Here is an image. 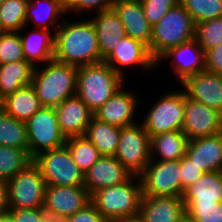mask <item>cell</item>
I'll return each instance as SVG.
<instances>
[{
  "label": "cell",
  "mask_w": 222,
  "mask_h": 222,
  "mask_svg": "<svg viewBox=\"0 0 222 222\" xmlns=\"http://www.w3.org/2000/svg\"><path fill=\"white\" fill-rule=\"evenodd\" d=\"M3 110V98L0 96V112Z\"/></svg>",
  "instance_id": "obj_50"
},
{
  "label": "cell",
  "mask_w": 222,
  "mask_h": 222,
  "mask_svg": "<svg viewBox=\"0 0 222 222\" xmlns=\"http://www.w3.org/2000/svg\"><path fill=\"white\" fill-rule=\"evenodd\" d=\"M124 222H145V221H143L139 216H137V217H134V218H130V219L124 221Z\"/></svg>",
  "instance_id": "obj_49"
},
{
  "label": "cell",
  "mask_w": 222,
  "mask_h": 222,
  "mask_svg": "<svg viewBox=\"0 0 222 222\" xmlns=\"http://www.w3.org/2000/svg\"><path fill=\"white\" fill-rule=\"evenodd\" d=\"M132 176L114 156H101L85 173L84 187L92 196L98 190L122 184Z\"/></svg>",
  "instance_id": "obj_13"
},
{
  "label": "cell",
  "mask_w": 222,
  "mask_h": 222,
  "mask_svg": "<svg viewBox=\"0 0 222 222\" xmlns=\"http://www.w3.org/2000/svg\"><path fill=\"white\" fill-rule=\"evenodd\" d=\"M5 31H4V29L2 28V25H1V23H0V36L4 33Z\"/></svg>",
  "instance_id": "obj_51"
},
{
  "label": "cell",
  "mask_w": 222,
  "mask_h": 222,
  "mask_svg": "<svg viewBox=\"0 0 222 222\" xmlns=\"http://www.w3.org/2000/svg\"><path fill=\"white\" fill-rule=\"evenodd\" d=\"M113 9L123 23L126 35L150 47L152 25L144 14L141 0H117Z\"/></svg>",
  "instance_id": "obj_21"
},
{
  "label": "cell",
  "mask_w": 222,
  "mask_h": 222,
  "mask_svg": "<svg viewBox=\"0 0 222 222\" xmlns=\"http://www.w3.org/2000/svg\"><path fill=\"white\" fill-rule=\"evenodd\" d=\"M103 61L123 78L122 66L138 64L145 70H150L156 66V60L151 56L149 47L128 36L121 38L119 43Z\"/></svg>",
  "instance_id": "obj_15"
},
{
  "label": "cell",
  "mask_w": 222,
  "mask_h": 222,
  "mask_svg": "<svg viewBox=\"0 0 222 222\" xmlns=\"http://www.w3.org/2000/svg\"><path fill=\"white\" fill-rule=\"evenodd\" d=\"M0 222H9L8 213L0 214Z\"/></svg>",
  "instance_id": "obj_47"
},
{
  "label": "cell",
  "mask_w": 222,
  "mask_h": 222,
  "mask_svg": "<svg viewBox=\"0 0 222 222\" xmlns=\"http://www.w3.org/2000/svg\"><path fill=\"white\" fill-rule=\"evenodd\" d=\"M90 20L95 27L100 54L104 60L121 38L127 36L124 25L113 8L97 11L96 17Z\"/></svg>",
  "instance_id": "obj_23"
},
{
  "label": "cell",
  "mask_w": 222,
  "mask_h": 222,
  "mask_svg": "<svg viewBox=\"0 0 222 222\" xmlns=\"http://www.w3.org/2000/svg\"><path fill=\"white\" fill-rule=\"evenodd\" d=\"M58 26L55 27L54 60L77 67L103 61L97 33L90 19Z\"/></svg>",
  "instance_id": "obj_1"
},
{
  "label": "cell",
  "mask_w": 222,
  "mask_h": 222,
  "mask_svg": "<svg viewBox=\"0 0 222 222\" xmlns=\"http://www.w3.org/2000/svg\"><path fill=\"white\" fill-rule=\"evenodd\" d=\"M9 222H46L40 215L38 208L9 209Z\"/></svg>",
  "instance_id": "obj_43"
},
{
  "label": "cell",
  "mask_w": 222,
  "mask_h": 222,
  "mask_svg": "<svg viewBox=\"0 0 222 222\" xmlns=\"http://www.w3.org/2000/svg\"><path fill=\"white\" fill-rule=\"evenodd\" d=\"M28 152L33 158L39 153L63 147L66 137L62 134L55 108L42 107L27 122Z\"/></svg>",
  "instance_id": "obj_8"
},
{
  "label": "cell",
  "mask_w": 222,
  "mask_h": 222,
  "mask_svg": "<svg viewBox=\"0 0 222 222\" xmlns=\"http://www.w3.org/2000/svg\"><path fill=\"white\" fill-rule=\"evenodd\" d=\"M50 30L51 29H37L36 32L30 33L28 36L19 33L25 60L34 67H36L40 61L47 63L54 59L56 36L55 33L51 36Z\"/></svg>",
  "instance_id": "obj_26"
},
{
  "label": "cell",
  "mask_w": 222,
  "mask_h": 222,
  "mask_svg": "<svg viewBox=\"0 0 222 222\" xmlns=\"http://www.w3.org/2000/svg\"><path fill=\"white\" fill-rule=\"evenodd\" d=\"M0 146L28 151L26 122L16 120L4 110L0 112Z\"/></svg>",
  "instance_id": "obj_30"
},
{
  "label": "cell",
  "mask_w": 222,
  "mask_h": 222,
  "mask_svg": "<svg viewBox=\"0 0 222 222\" xmlns=\"http://www.w3.org/2000/svg\"><path fill=\"white\" fill-rule=\"evenodd\" d=\"M136 99V95L120 88L93 113L94 118L120 128L133 125L135 124L133 117L138 103Z\"/></svg>",
  "instance_id": "obj_18"
},
{
  "label": "cell",
  "mask_w": 222,
  "mask_h": 222,
  "mask_svg": "<svg viewBox=\"0 0 222 222\" xmlns=\"http://www.w3.org/2000/svg\"><path fill=\"white\" fill-rule=\"evenodd\" d=\"M8 187L7 182L0 180V214L8 213Z\"/></svg>",
  "instance_id": "obj_46"
},
{
  "label": "cell",
  "mask_w": 222,
  "mask_h": 222,
  "mask_svg": "<svg viewBox=\"0 0 222 222\" xmlns=\"http://www.w3.org/2000/svg\"><path fill=\"white\" fill-rule=\"evenodd\" d=\"M179 222H195L192 218L188 217L186 214L180 219Z\"/></svg>",
  "instance_id": "obj_48"
},
{
  "label": "cell",
  "mask_w": 222,
  "mask_h": 222,
  "mask_svg": "<svg viewBox=\"0 0 222 222\" xmlns=\"http://www.w3.org/2000/svg\"><path fill=\"white\" fill-rule=\"evenodd\" d=\"M204 172L186 156L181 158V197L184 190L198 180Z\"/></svg>",
  "instance_id": "obj_41"
},
{
  "label": "cell",
  "mask_w": 222,
  "mask_h": 222,
  "mask_svg": "<svg viewBox=\"0 0 222 222\" xmlns=\"http://www.w3.org/2000/svg\"><path fill=\"white\" fill-rule=\"evenodd\" d=\"M133 175L139 176L151 161L150 136L143 125L122 127L114 155Z\"/></svg>",
  "instance_id": "obj_9"
},
{
  "label": "cell",
  "mask_w": 222,
  "mask_h": 222,
  "mask_svg": "<svg viewBox=\"0 0 222 222\" xmlns=\"http://www.w3.org/2000/svg\"><path fill=\"white\" fill-rule=\"evenodd\" d=\"M182 132L189 140L218 135L222 132V114L185 95Z\"/></svg>",
  "instance_id": "obj_12"
},
{
  "label": "cell",
  "mask_w": 222,
  "mask_h": 222,
  "mask_svg": "<svg viewBox=\"0 0 222 222\" xmlns=\"http://www.w3.org/2000/svg\"><path fill=\"white\" fill-rule=\"evenodd\" d=\"M185 210L195 222H222V203L185 204Z\"/></svg>",
  "instance_id": "obj_38"
},
{
  "label": "cell",
  "mask_w": 222,
  "mask_h": 222,
  "mask_svg": "<svg viewBox=\"0 0 222 222\" xmlns=\"http://www.w3.org/2000/svg\"><path fill=\"white\" fill-rule=\"evenodd\" d=\"M189 139L182 130L163 132L150 137L151 159L154 151L161 161L180 160L185 156Z\"/></svg>",
  "instance_id": "obj_27"
},
{
  "label": "cell",
  "mask_w": 222,
  "mask_h": 222,
  "mask_svg": "<svg viewBox=\"0 0 222 222\" xmlns=\"http://www.w3.org/2000/svg\"><path fill=\"white\" fill-rule=\"evenodd\" d=\"M195 24L222 16V0H180Z\"/></svg>",
  "instance_id": "obj_35"
},
{
  "label": "cell",
  "mask_w": 222,
  "mask_h": 222,
  "mask_svg": "<svg viewBox=\"0 0 222 222\" xmlns=\"http://www.w3.org/2000/svg\"><path fill=\"white\" fill-rule=\"evenodd\" d=\"M185 112V92L165 94L147 113L142 123L145 131L153 135L182 130Z\"/></svg>",
  "instance_id": "obj_11"
},
{
  "label": "cell",
  "mask_w": 222,
  "mask_h": 222,
  "mask_svg": "<svg viewBox=\"0 0 222 222\" xmlns=\"http://www.w3.org/2000/svg\"><path fill=\"white\" fill-rule=\"evenodd\" d=\"M65 146L73 161L85 174L102 156L99 150L85 136L67 138Z\"/></svg>",
  "instance_id": "obj_32"
},
{
  "label": "cell",
  "mask_w": 222,
  "mask_h": 222,
  "mask_svg": "<svg viewBox=\"0 0 222 222\" xmlns=\"http://www.w3.org/2000/svg\"><path fill=\"white\" fill-rule=\"evenodd\" d=\"M123 81L104 61L79 66L76 95L94 113L124 85Z\"/></svg>",
  "instance_id": "obj_3"
},
{
  "label": "cell",
  "mask_w": 222,
  "mask_h": 222,
  "mask_svg": "<svg viewBox=\"0 0 222 222\" xmlns=\"http://www.w3.org/2000/svg\"><path fill=\"white\" fill-rule=\"evenodd\" d=\"M46 64L42 71L35 67L31 84L43 107L56 108L76 94L78 67L54 59Z\"/></svg>",
  "instance_id": "obj_2"
},
{
  "label": "cell",
  "mask_w": 222,
  "mask_h": 222,
  "mask_svg": "<svg viewBox=\"0 0 222 222\" xmlns=\"http://www.w3.org/2000/svg\"><path fill=\"white\" fill-rule=\"evenodd\" d=\"M45 180L32 161L7 181L9 209H34L44 203Z\"/></svg>",
  "instance_id": "obj_7"
},
{
  "label": "cell",
  "mask_w": 222,
  "mask_h": 222,
  "mask_svg": "<svg viewBox=\"0 0 222 222\" xmlns=\"http://www.w3.org/2000/svg\"><path fill=\"white\" fill-rule=\"evenodd\" d=\"M196 38V24L179 3L152 27L149 51L157 61L168 49Z\"/></svg>",
  "instance_id": "obj_5"
},
{
  "label": "cell",
  "mask_w": 222,
  "mask_h": 222,
  "mask_svg": "<svg viewBox=\"0 0 222 222\" xmlns=\"http://www.w3.org/2000/svg\"><path fill=\"white\" fill-rule=\"evenodd\" d=\"M29 0H5L0 4V23L4 31L20 32L26 25Z\"/></svg>",
  "instance_id": "obj_34"
},
{
  "label": "cell",
  "mask_w": 222,
  "mask_h": 222,
  "mask_svg": "<svg viewBox=\"0 0 222 222\" xmlns=\"http://www.w3.org/2000/svg\"><path fill=\"white\" fill-rule=\"evenodd\" d=\"M128 181L98 190L91 196V202L108 222H124L139 216L142 199L141 180L134 184Z\"/></svg>",
  "instance_id": "obj_4"
},
{
  "label": "cell",
  "mask_w": 222,
  "mask_h": 222,
  "mask_svg": "<svg viewBox=\"0 0 222 222\" xmlns=\"http://www.w3.org/2000/svg\"><path fill=\"white\" fill-rule=\"evenodd\" d=\"M35 67L26 60L0 65V96L4 98L31 84Z\"/></svg>",
  "instance_id": "obj_28"
},
{
  "label": "cell",
  "mask_w": 222,
  "mask_h": 222,
  "mask_svg": "<svg viewBox=\"0 0 222 222\" xmlns=\"http://www.w3.org/2000/svg\"><path fill=\"white\" fill-rule=\"evenodd\" d=\"M46 185L84 186L85 174L72 159L69 149L63 147L46 150L33 157Z\"/></svg>",
  "instance_id": "obj_6"
},
{
  "label": "cell",
  "mask_w": 222,
  "mask_h": 222,
  "mask_svg": "<svg viewBox=\"0 0 222 222\" xmlns=\"http://www.w3.org/2000/svg\"><path fill=\"white\" fill-rule=\"evenodd\" d=\"M205 69L222 75V43L205 53Z\"/></svg>",
  "instance_id": "obj_44"
},
{
  "label": "cell",
  "mask_w": 222,
  "mask_h": 222,
  "mask_svg": "<svg viewBox=\"0 0 222 222\" xmlns=\"http://www.w3.org/2000/svg\"><path fill=\"white\" fill-rule=\"evenodd\" d=\"M185 156L204 173L222 171V132L189 140Z\"/></svg>",
  "instance_id": "obj_22"
},
{
  "label": "cell",
  "mask_w": 222,
  "mask_h": 222,
  "mask_svg": "<svg viewBox=\"0 0 222 222\" xmlns=\"http://www.w3.org/2000/svg\"><path fill=\"white\" fill-rule=\"evenodd\" d=\"M32 161L33 158L25 149L0 146V180L7 182Z\"/></svg>",
  "instance_id": "obj_31"
},
{
  "label": "cell",
  "mask_w": 222,
  "mask_h": 222,
  "mask_svg": "<svg viewBox=\"0 0 222 222\" xmlns=\"http://www.w3.org/2000/svg\"><path fill=\"white\" fill-rule=\"evenodd\" d=\"M38 210L46 222H69L68 216L58 214L44 203L38 207Z\"/></svg>",
  "instance_id": "obj_45"
},
{
  "label": "cell",
  "mask_w": 222,
  "mask_h": 222,
  "mask_svg": "<svg viewBox=\"0 0 222 222\" xmlns=\"http://www.w3.org/2000/svg\"><path fill=\"white\" fill-rule=\"evenodd\" d=\"M90 202L91 196L84 186H46L44 204L58 214L69 217Z\"/></svg>",
  "instance_id": "obj_19"
},
{
  "label": "cell",
  "mask_w": 222,
  "mask_h": 222,
  "mask_svg": "<svg viewBox=\"0 0 222 222\" xmlns=\"http://www.w3.org/2000/svg\"><path fill=\"white\" fill-rule=\"evenodd\" d=\"M185 214L182 197L142 196L139 217L145 222H179Z\"/></svg>",
  "instance_id": "obj_20"
},
{
  "label": "cell",
  "mask_w": 222,
  "mask_h": 222,
  "mask_svg": "<svg viewBox=\"0 0 222 222\" xmlns=\"http://www.w3.org/2000/svg\"><path fill=\"white\" fill-rule=\"evenodd\" d=\"M69 1H70V0H63V2H64L65 4H67Z\"/></svg>",
  "instance_id": "obj_52"
},
{
  "label": "cell",
  "mask_w": 222,
  "mask_h": 222,
  "mask_svg": "<svg viewBox=\"0 0 222 222\" xmlns=\"http://www.w3.org/2000/svg\"><path fill=\"white\" fill-rule=\"evenodd\" d=\"M182 85L185 95L222 114V75L203 70L186 78Z\"/></svg>",
  "instance_id": "obj_14"
},
{
  "label": "cell",
  "mask_w": 222,
  "mask_h": 222,
  "mask_svg": "<svg viewBox=\"0 0 222 222\" xmlns=\"http://www.w3.org/2000/svg\"><path fill=\"white\" fill-rule=\"evenodd\" d=\"M117 0H70L66 4V11H88L96 9V11L109 10L113 8Z\"/></svg>",
  "instance_id": "obj_40"
},
{
  "label": "cell",
  "mask_w": 222,
  "mask_h": 222,
  "mask_svg": "<svg viewBox=\"0 0 222 222\" xmlns=\"http://www.w3.org/2000/svg\"><path fill=\"white\" fill-rule=\"evenodd\" d=\"M42 107L32 84L25 85L3 98V110L23 122H27Z\"/></svg>",
  "instance_id": "obj_25"
},
{
  "label": "cell",
  "mask_w": 222,
  "mask_h": 222,
  "mask_svg": "<svg viewBox=\"0 0 222 222\" xmlns=\"http://www.w3.org/2000/svg\"><path fill=\"white\" fill-rule=\"evenodd\" d=\"M55 110L60 130L66 139L84 136L94 117L93 112L76 94L65 99Z\"/></svg>",
  "instance_id": "obj_16"
},
{
  "label": "cell",
  "mask_w": 222,
  "mask_h": 222,
  "mask_svg": "<svg viewBox=\"0 0 222 222\" xmlns=\"http://www.w3.org/2000/svg\"><path fill=\"white\" fill-rule=\"evenodd\" d=\"M43 1L45 5L42 3L43 10L41 11H38V9H36L39 6L38 3H40V0H37L36 1L37 3L35 1L33 2L32 0H29V3L27 5L26 24L29 22V20L32 19L34 20V22L38 23L36 25V29L37 27L39 29L41 25L42 29H50L49 25L47 24L48 23L47 21L49 22L51 21V24H54L56 22L55 19L58 20L57 16H61L62 13L67 12L66 4L63 2V0H43Z\"/></svg>",
  "instance_id": "obj_33"
},
{
  "label": "cell",
  "mask_w": 222,
  "mask_h": 222,
  "mask_svg": "<svg viewBox=\"0 0 222 222\" xmlns=\"http://www.w3.org/2000/svg\"><path fill=\"white\" fill-rule=\"evenodd\" d=\"M172 59L174 73L181 83L188 77L205 70V53L196 38L187 41L179 46L172 47L163 53L156 63L162 58Z\"/></svg>",
  "instance_id": "obj_17"
},
{
  "label": "cell",
  "mask_w": 222,
  "mask_h": 222,
  "mask_svg": "<svg viewBox=\"0 0 222 222\" xmlns=\"http://www.w3.org/2000/svg\"><path fill=\"white\" fill-rule=\"evenodd\" d=\"M142 8L152 27L168 12L177 6L180 0H141Z\"/></svg>",
  "instance_id": "obj_39"
},
{
  "label": "cell",
  "mask_w": 222,
  "mask_h": 222,
  "mask_svg": "<svg viewBox=\"0 0 222 222\" xmlns=\"http://www.w3.org/2000/svg\"><path fill=\"white\" fill-rule=\"evenodd\" d=\"M69 222H108L90 202L82 210L68 217Z\"/></svg>",
  "instance_id": "obj_42"
},
{
  "label": "cell",
  "mask_w": 222,
  "mask_h": 222,
  "mask_svg": "<svg viewBox=\"0 0 222 222\" xmlns=\"http://www.w3.org/2000/svg\"><path fill=\"white\" fill-rule=\"evenodd\" d=\"M196 39L204 53L222 43V16L196 24Z\"/></svg>",
  "instance_id": "obj_36"
},
{
  "label": "cell",
  "mask_w": 222,
  "mask_h": 222,
  "mask_svg": "<svg viewBox=\"0 0 222 222\" xmlns=\"http://www.w3.org/2000/svg\"><path fill=\"white\" fill-rule=\"evenodd\" d=\"M25 60L18 32L5 31L0 36V65Z\"/></svg>",
  "instance_id": "obj_37"
},
{
  "label": "cell",
  "mask_w": 222,
  "mask_h": 222,
  "mask_svg": "<svg viewBox=\"0 0 222 222\" xmlns=\"http://www.w3.org/2000/svg\"><path fill=\"white\" fill-rule=\"evenodd\" d=\"M121 128L92 118L84 136L102 156H114L117 151Z\"/></svg>",
  "instance_id": "obj_29"
},
{
  "label": "cell",
  "mask_w": 222,
  "mask_h": 222,
  "mask_svg": "<svg viewBox=\"0 0 222 222\" xmlns=\"http://www.w3.org/2000/svg\"><path fill=\"white\" fill-rule=\"evenodd\" d=\"M182 200L184 204L222 203V171L204 173L184 190Z\"/></svg>",
  "instance_id": "obj_24"
},
{
  "label": "cell",
  "mask_w": 222,
  "mask_h": 222,
  "mask_svg": "<svg viewBox=\"0 0 222 222\" xmlns=\"http://www.w3.org/2000/svg\"><path fill=\"white\" fill-rule=\"evenodd\" d=\"M151 161L139 175L145 196L181 197V159ZM153 162V163H152Z\"/></svg>",
  "instance_id": "obj_10"
}]
</instances>
